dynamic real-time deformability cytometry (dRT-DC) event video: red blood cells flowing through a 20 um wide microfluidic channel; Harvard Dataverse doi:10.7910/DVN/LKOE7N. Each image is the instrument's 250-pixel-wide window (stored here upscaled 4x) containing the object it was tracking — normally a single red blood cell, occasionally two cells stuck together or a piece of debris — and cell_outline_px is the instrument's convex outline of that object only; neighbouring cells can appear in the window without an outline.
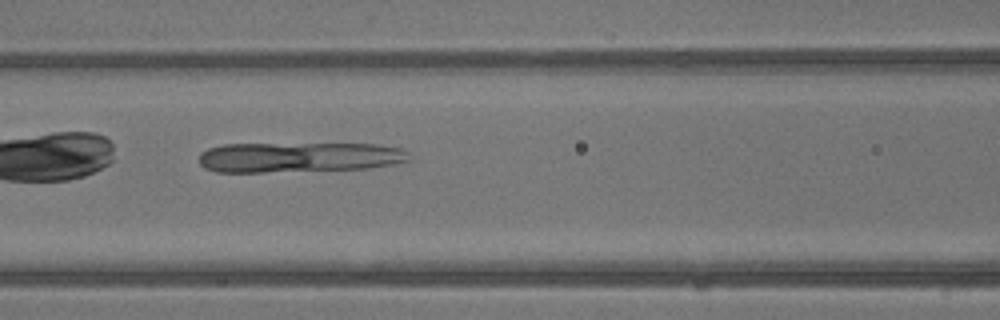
{"species": "common noctule bat (a hibernating species)", "species_latin": "Nyctalus noctula", "temperature_condition": "warm", "stored_images_in_passage": 27, "camera_frame_rate_fps": 3000, "um_per_image_px": 0.085, "animal": {"sex": "male", "body_mass_g": 13.3}, "frame": {"image": 1, "passage_image": 8, "time_ms": 2.333, "image_size_px": [1000, 320], "cell_outline_px": [[412, 160], [396, 164], [368, 168], [264, 172], [216, 172], [204, 168], [200, 164], [200, 152], [208, 148], [224, 144], [376, 144], [400, 148], [408, 152]], "centroid_in_image_um": [25.42, 13.36], "position_along_channel_um": 141.2, "area_um2": 37.05}}
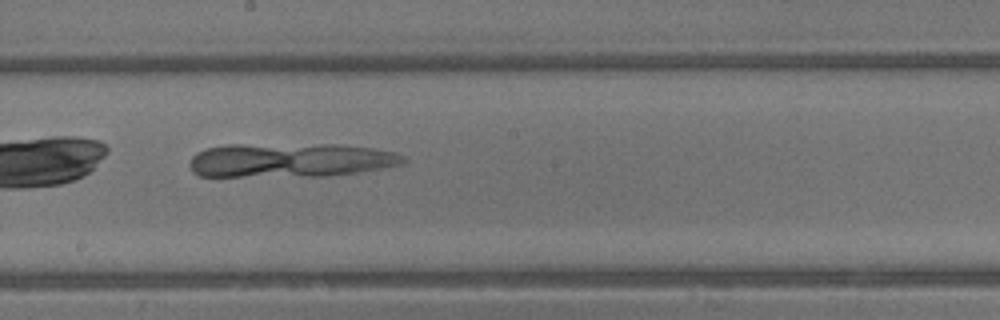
{"frame": {"image": 2, "passage_image": 13, "time_ms": 4.0, "image_size_px": [1000, 320], "cell_outline_px": [[408, 160], [404, 164], [384, 168], [328, 176], [200, 176], [192, 172], [192, 156], [196, 152], [208, 148], [228, 144], [340, 144], [372, 148], [396, 152], [404, 156]], "centroid_in_image_um": [24.74, 13.6], "position_along_channel_um": 223.5, "area_um2": 42.77}}
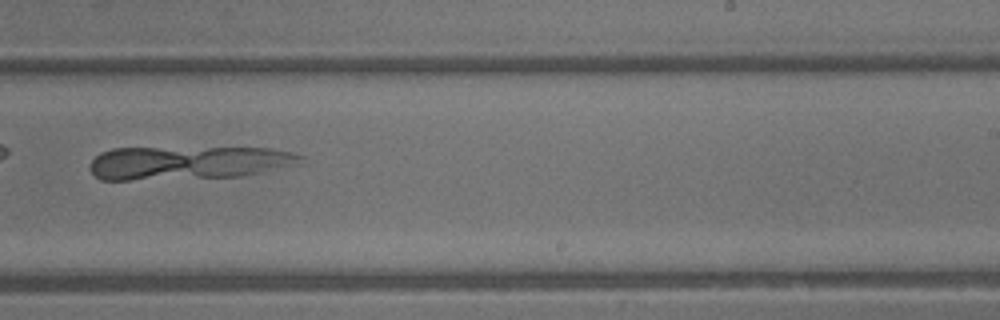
{"frame": {"image": 3, "passage_image": 16, "time_ms": 5.0, "image_size_px": [1000, 320], "cell_outline_px": [[304, 164], [244, 176], [128, 180], [100, 180], [88, 168], [92, 160], [100, 152], [112, 148], [268, 148], [292, 152], [304, 156]], "centroid_in_image_um": [16.05, 13.83], "position_along_channel_um": 273.0, "area_um2": 41.44}}